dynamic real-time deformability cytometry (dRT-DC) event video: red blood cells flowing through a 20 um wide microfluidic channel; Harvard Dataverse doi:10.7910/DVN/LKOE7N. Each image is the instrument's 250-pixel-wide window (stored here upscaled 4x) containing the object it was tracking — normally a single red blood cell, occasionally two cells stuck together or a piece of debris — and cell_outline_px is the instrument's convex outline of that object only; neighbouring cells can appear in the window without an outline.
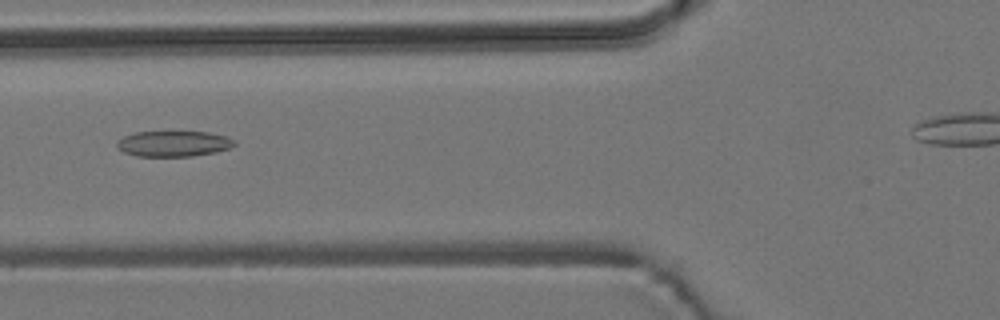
{"species": "common noctule bat (a hibernating species)", "species_latin": "Nyctalus noctula", "temperature_condition": "room temperature", "stored_images_in_passage": 9, "camera_frame_rate_fps": 3000, "um_per_image_px": 0.085, "animal": {"sex": "male", "body_mass_g": 19.2, "forearm_length_mm": 51.8}, "frame": {"image": 1, "passage_image": 7, "time_ms": 8.0, "image_size_px": [1000, 320], "cell_outline_px": [[236, 144], [228, 148], [216, 152], [192, 156], [136, 156], [124, 152], [116, 148], [116, 144], [124, 136], [136, 132], [208, 132], [228, 136], [236, 140]], "centroid_in_image_um": [14.78, 12.21], "position_along_channel_um": 111.0, "area_um2": 17.57}}
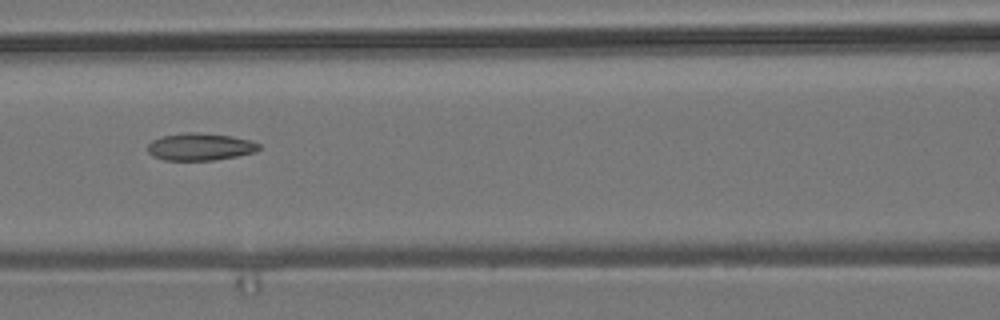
{"frame": {"image": 2, "passage_image": 8, "time_ms": 9.0, "image_size_px": [1000, 320], "cell_outline_px": [[260, 148], [256, 152], [236, 156], [212, 160], [164, 160], [152, 156], [148, 152], [148, 144], [152, 140], [164, 136], [188, 132], [192, 132], [232, 136], [252, 140], [260, 144]], "centroid_in_image_um": [17.03, 12.48], "position_along_channel_um": 149.6, "area_um2": 17.63}}
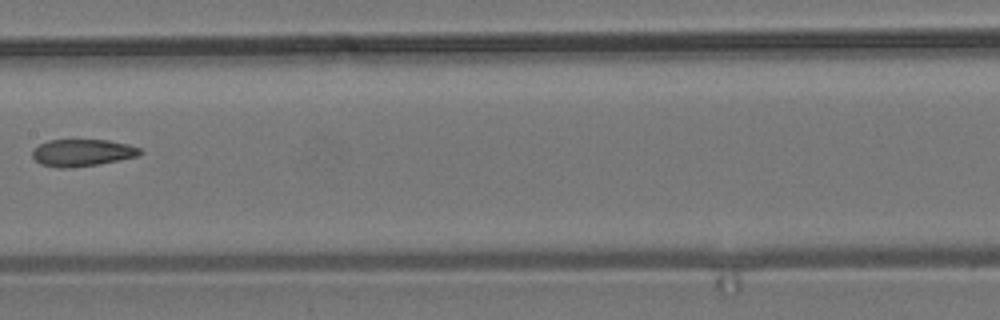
{"frame": {"image": 3, "passage_image": 9, "time_ms": 10.333, "image_size_px": [1000, 320], "cell_outline_px": [[144, 152], [136, 156], [96, 164], [68, 168], [60, 168], [40, 164], [32, 156], [32, 152], [40, 144], [48, 140], [108, 140], [128, 144], [140, 148]], "centroid_in_image_um": [6.98, 12.97], "position_along_channel_um": 200.4, "area_um2": 16.7}}